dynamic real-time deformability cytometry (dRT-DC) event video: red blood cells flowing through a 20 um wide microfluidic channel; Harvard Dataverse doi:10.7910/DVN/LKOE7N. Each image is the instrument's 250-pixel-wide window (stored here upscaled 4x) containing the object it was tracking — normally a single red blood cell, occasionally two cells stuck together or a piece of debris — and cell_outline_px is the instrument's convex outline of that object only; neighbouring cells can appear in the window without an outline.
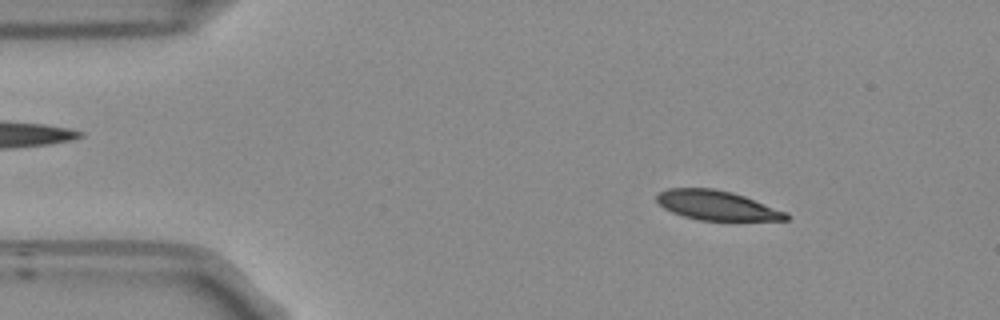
{"species": "Egyptian fruit bat (a non-hibernating species)", "species_latin": "Rousettus aegyptiacus", "temperature_condition": "room temperature", "stored_images_in_passage": 53, "camera_frame_rate_fps": 3000, "um_per_image_px": 0.085, "frame": {"image": 1, "passage_image": 7, "time_ms": 2.0, "image_size_px": [1000, 320], "cell_outline_px": [[788, 220], [700, 220], [684, 216], [672, 212], [664, 208], [656, 200], [656, 196], [660, 192], [668, 188], [712, 188], [732, 192], [744, 196], [788, 212]], "centroid_in_image_um": [60.93, 17.45], "position_along_channel_um": 24.1, "area_um2": 22.08}}
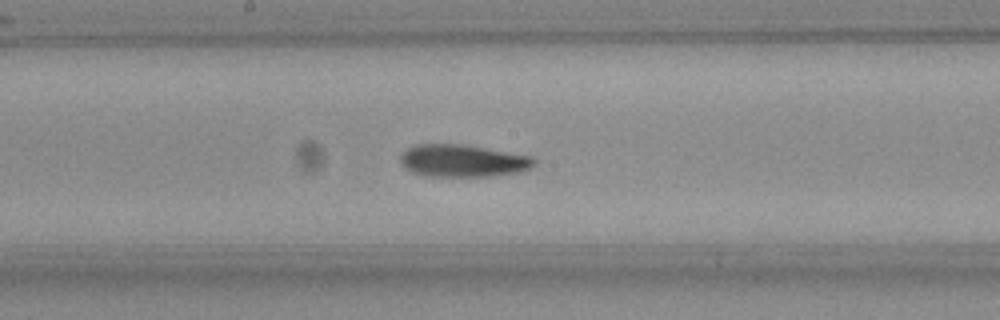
{"frame": {"image": 2, "passage_image": 27, "time_ms": 8.667, "image_size_px": [1000, 320], "cell_outline_px": [[536, 160], [528, 168], [520, 172], [488, 176], [424, 176], [412, 172], [404, 168], [400, 164], [400, 156], [408, 148], [416, 144], [460, 144], [532, 156]], "centroid_in_image_um": [39.27, 13.67], "position_along_channel_um": 208.9, "area_um2": 25.03}}
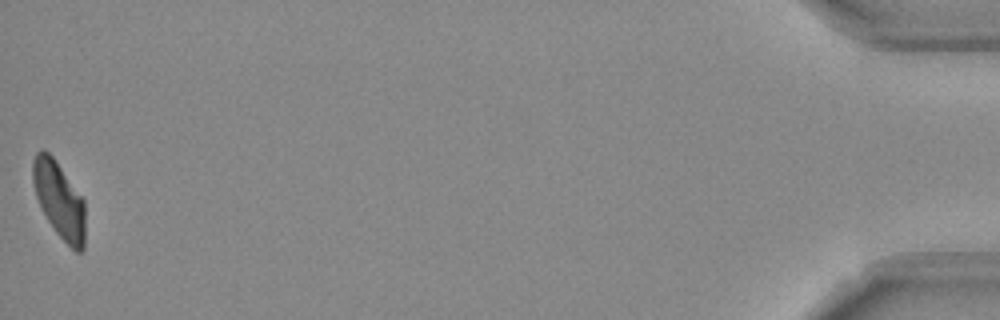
{"frame": {"image": 3, "passage_image": 53, "time_ms": 17.333, "image_size_px": [1000, 320], "cell_outline_px": [[84, 248], [80, 252], [76, 252], [56, 232], [40, 208], [36, 196], [32, 180], [32, 160], [36, 152], [48, 152], [52, 156], [84, 200]], "centroid_in_image_um": [5.01, 17.0], "position_along_channel_um": 430.2, "area_um2": 22.89}, "authors_computed_cell_mechanics": {"area_um2": 24.4494, "velocity_mm_per_s": 3.7412, "shape_relaxation_time_tau1_ms": 6.2362, "shape_relaxation_time_tau2_ms": 4.0967, "deformation_change_tau1": 0.1749, "deformation_change_tau2": 0.0988}}